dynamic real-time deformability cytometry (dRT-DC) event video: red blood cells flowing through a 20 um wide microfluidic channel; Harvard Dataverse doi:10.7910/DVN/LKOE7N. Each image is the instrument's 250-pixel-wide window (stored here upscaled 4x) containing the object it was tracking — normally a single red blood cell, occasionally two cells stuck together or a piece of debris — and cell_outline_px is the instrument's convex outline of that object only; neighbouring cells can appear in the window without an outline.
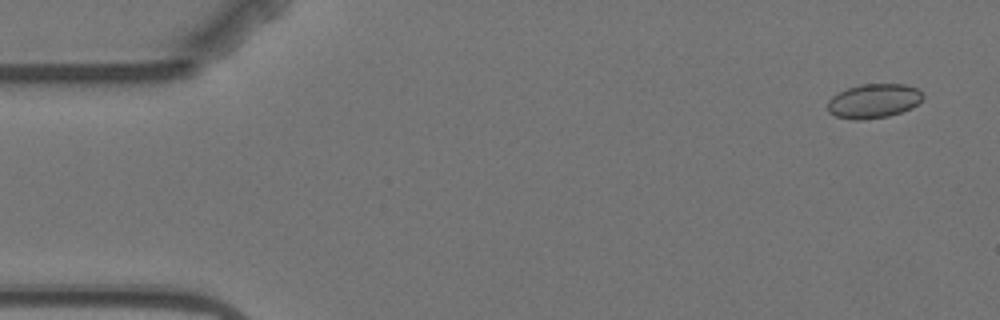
{"species": "Egyptian fruit bat (a non-hibernating species)", "species_latin": "Rousettus aegyptiacus", "temperature_condition": "warm", "stored_images_in_passage": 5, "camera_frame_rate_fps": 3000, "um_per_image_px": 0.085, "animal": {"sex": "female"}, "frame": {"image": 1, "passage_image": 1, "time_ms": 0.0, "image_size_px": [1000, 320], "cell_outline_px": [[924, 96], [912, 108], [888, 116], [860, 120], [856, 120], [836, 116], [828, 112], [828, 100], [832, 96], [848, 88], [860, 84], [904, 84], [916, 88], [924, 92]], "centroid_in_image_um": [74.27, 8.57], "position_along_channel_um": 10.7, "area_um2": 18.96}}
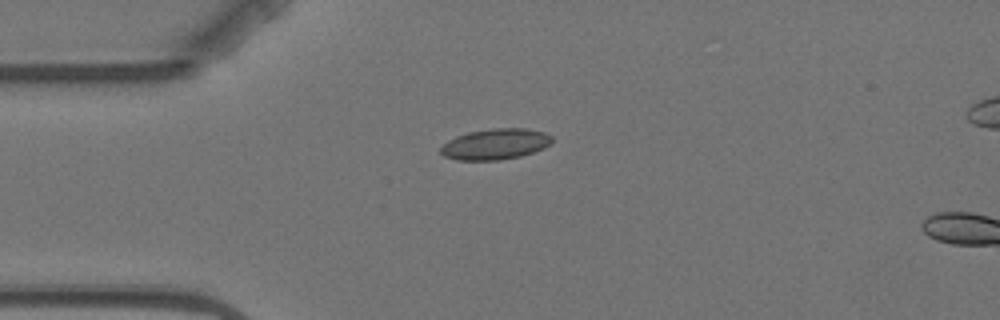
{"frame": {"image": 2, "passage_image": 4, "time_ms": 3.667, "image_size_px": [1000, 320], "cell_outline_px": [[552, 144], [544, 148], [520, 156], [500, 160], [456, 160], [444, 156], [440, 152], [440, 148], [448, 140], [456, 136], [468, 132], [492, 128], [524, 128], [544, 132], [552, 136]], "centroid_in_image_um": [42.1, 12.25], "position_along_channel_um": 42.9, "area_um2": 20.06}}